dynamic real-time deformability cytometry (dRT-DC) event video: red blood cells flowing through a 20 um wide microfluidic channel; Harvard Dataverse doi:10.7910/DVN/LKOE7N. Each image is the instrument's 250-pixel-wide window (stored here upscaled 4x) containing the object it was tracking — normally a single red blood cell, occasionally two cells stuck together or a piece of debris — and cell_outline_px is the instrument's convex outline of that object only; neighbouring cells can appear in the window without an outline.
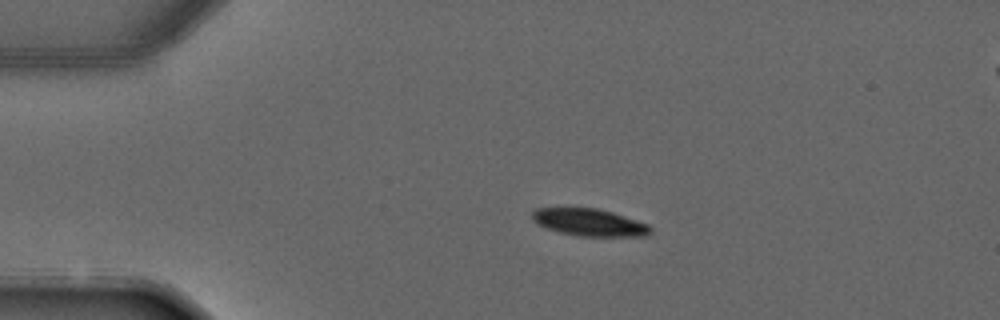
{"species": "common noctule bat (a hibernating species)", "species_latin": "Nyctalus noctula", "temperature_condition": "warm", "stored_images_in_passage": 3, "camera_frame_rate_fps": 3000, "um_per_image_px": 0.085, "animal": {"sex": "male", "forearm_length_mm": 52.5}, "frame": {"image": 1, "passage_image": 1, "time_ms": 0.0, "image_size_px": [1000, 320], "cell_outline_px": [[652, 232], [648, 236], [576, 236], [560, 232], [536, 224], [532, 220], [532, 212], [536, 208], [596, 208], [612, 212], [648, 224], [652, 228]], "centroid_in_image_um": [50.1, 18.91], "position_along_channel_um": 34.9, "area_um2": 18.79}}
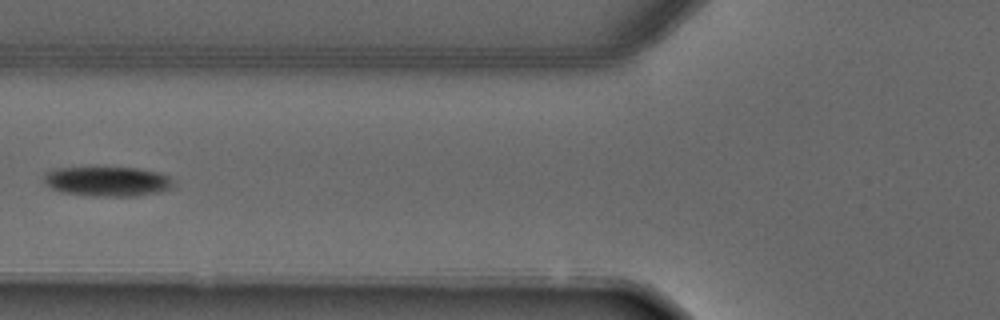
{"frame": {"image": 2, "passage_image": 3, "time_ms": 2.667, "image_size_px": [1000, 320], "cell_outline_px": [[172, 188], [160, 192], [132, 196], [96, 196], [60, 192], [52, 188], [44, 180], [44, 172], [56, 168], [136, 168], [160, 172], [168, 176], [172, 180]], "centroid_in_image_um": [9.14, 15.42], "position_along_channel_um": 116.7, "area_um2": 22.25}}